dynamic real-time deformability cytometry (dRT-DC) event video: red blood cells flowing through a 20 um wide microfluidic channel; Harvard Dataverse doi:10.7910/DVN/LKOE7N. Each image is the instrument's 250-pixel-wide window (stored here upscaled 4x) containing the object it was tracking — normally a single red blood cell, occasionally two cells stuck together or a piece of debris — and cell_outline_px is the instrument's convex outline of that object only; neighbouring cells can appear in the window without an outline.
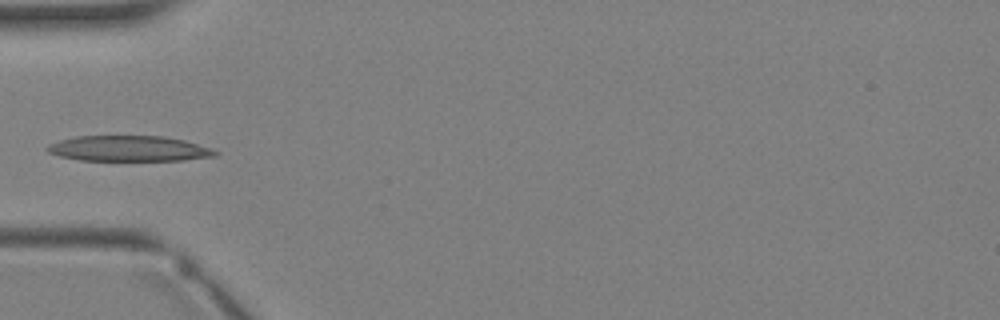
{"species": "Egyptian fruit bat (a non-hibernating species)", "species_latin": "Rousettus aegyptiacus", "temperature_condition": "warm", "stored_images_in_passage": 2, "camera_frame_rate_fps": 3000, "um_per_image_px": 0.085, "animal": {"sex": "female"}, "frame": {"image": 1, "passage_image": 2, "time_ms": 1.333, "image_size_px": [1000, 320], "cell_outline_px": [[220, 152], [216, 156], [184, 160], [80, 160], [60, 156], [48, 152], [44, 148], [48, 144], [60, 140], [76, 136], [164, 136], [184, 140], [212, 148]], "centroid_in_image_um": [10.97, 12.62], "position_along_channel_um": 74.0, "area_um2": 25.03}}